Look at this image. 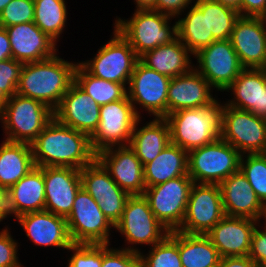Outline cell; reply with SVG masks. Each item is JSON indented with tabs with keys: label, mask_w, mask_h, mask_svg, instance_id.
I'll list each match as a JSON object with an SVG mask.
<instances>
[{
	"label": "cell",
	"mask_w": 266,
	"mask_h": 267,
	"mask_svg": "<svg viewBox=\"0 0 266 267\" xmlns=\"http://www.w3.org/2000/svg\"><path fill=\"white\" fill-rule=\"evenodd\" d=\"M240 13L214 0H207V24L209 34L215 40H229Z\"/></svg>",
	"instance_id": "8d00e7d4"
},
{
	"label": "cell",
	"mask_w": 266,
	"mask_h": 267,
	"mask_svg": "<svg viewBox=\"0 0 266 267\" xmlns=\"http://www.w3.org/2000/svg\"><path fill=\"white\" fill-rule=\"evenodd\" d=\"M7 98L0 92V113Z\"/></svg>",
	"instance_id": "f5cc1de1"
},
{
	"label": "cell",
	"mask_w": 266,
	"mask_h": 267,
	"mask_svg": "<svg viewBox=\"0 0 266 267\" xmlns=\"http://www.w3.org/2000/svg\"><path fill=\"white\" fill-rule=\"evenodd\" d=\"M11 0H0V13Z\"/></svg>",
	"instance_id": "11a10c76"
},
{
	"label": "cell",
	"mask_w": 266,
	"mask_h": 267,
	"mask_svg": "<svg viewBox=\"0 0 266 267\" xmlns=\"http://www.w3.org/2000/svg\"><path fill=\"white\" fill-rule=\"evenodd\" d=\"M4 219H8L5 212V198L4 192L0 190V224L4 221Z\"/></svg>",
	"instance_id": "816d5d0a"
},
{
	"label": "cell",
	"mask_w": 266,
	"mask_h": 267,
	"mask_svg": "<svg viewBox=\"0 0 266 267\" xmlns=\"http://www.w3.org/2000/svg\"><path fill=\"white\" fill-rule=\"evenodd\" d=\"M96 159L122 190L130 195H143L146 189L144 165L129 145L100 151Z\"/></svg>",
	"instance_id": "e0dca14e"
},
{
	"label": "cell",
	"mask_w": 266,
	"mask_h": 267,
	"mask_svg": "<svg viewBox=\"0 0 266 267\" xmlns=\"http://www.w3.org/2000/svg\"><path fill=\"white\" fill-rule=\"evenodd\" d=\"M106 44L98 48L90 60L78 63L92 76L128 87L131 75L139 57L129 42L114 27Z\"/></svg>",
	"instance_id": "ba28073f"
},
{
	"label": "cell",
	"mask_w": 266,
	"mask_h": 267,
	"mask_svg": "<svg viewBox=\"0 0 266 267\" xmlns=\"http://www.w3.org/2000/svg\"><path fill=\"white\" fill-rule=\"evenodd\" d=\"M184 175H188V152L171 142L154 160L144 165L146 187Z\"/></svg>",
	"instance_id": "1f68e13d"
},
{
	"label": "cell",
	"mask_w": 266,
	"mask_h": 267,
	"mask_svg": "<svg viewBox=\"0 0 266 267\" xmlns=\"http://www.w3.org/2000/svg\"><path fill=\"white\" fill-rule=\"evenodd\" d=\"M239 169L246 176L257 197L266 207V156L264 153L242 154Z\"/></svg>",
	"instance_id": "74e56055"
},
{
	"label": "cell",
	"mask_w": 266,
	"mask_h": 267,
	"mask_svg": "<svg viewBox=\"0 0 266 267\" xmlns=\"http://www.w3.org/2000/svg\"><path fill=\"white\" fill-rule=\"evenodd\" d=\"M266 9V0H240L241 17H259Z\"/></svg>",
	"instance_id": "bcb514c9"
},
{
	"label": "cell",
	"mask_w": 266,
	"mask_h": 267,
	"mask_svg": "<svg viewBox=\"0 0 266 267\" xmlns=\"http://www.w3.org/2000/svg\"><path fill=\"white\" fill-rule=\"evenodd\" d=\"M66 0H34V23L58 43L67 26Z\"/></svg>",
	"instance_id": "e575fe53"
},
{
	"label": "cell",
	"mask_w": 266,
	"mask_h": 267,
	"mask_svg": "<svg viewBox=\"0 0 266 267\" xmlns=\"http://www.w3.org/2000/svg\"><path fill=\"white\" fill-rule=\"evenodd\" d=\"M186 11L183 18L176 19L177 34L180 41L195 55L215 41L213 34L208 32L207 0H195Z\"/></svg>",
	"instance_id": "f546056e"
},
{
	"label": "cell",
	"mask_w": 266,
	"mask_h": 267,
	"mask_svg": "<svg viewBox=\"0 0 266 267\" xmlns=\"http://www.w3.org/2000/svg\"><path fill=\"white\" fill-rule=\"evenodd\" d=\"M241 155L220 137L188 152V175L194 183L220 184L239 170Z\"/></svg>",
	"instance_id": "52a82bcc"
},
{
	"label": "cell",
	"mask_w": 266,
	"mask_h": 267,
	"mask_svg": "<svg viewBox=\"0 0 266 267\" xmlns=\"http://www.w3.org/2000/svg\"><path fill=\"white\" fill-rule=\"evenodd\" d=\"M80 175L82 187L97 201L103 214L115 225L121 219L130 194L117 185L97 159L84 166Z\"/></svg>",
	"instance_id": "2e32d148"
},
{
	"label": "cell",
	"mask_w": 266,
	"mask_h": 267,
	"mask_svg": "<svg viewBox=\"0 0 266 267\" xmlns=\"http://www.w3.org/2000/svg\"><path fill=\"white\" fill-rule=\"evenodd\" d=\"M262 223L259 221L253 231L248 254L257 266L263 260H266V220L262 221Z\"/></svg>",
	"instance_id": "ee69618b"
},
{
	"label": "cell",
	"mask_w": 266,
	"mask_h": 267,
	"mask_svg": "<svg viewBox=\"0 0 266 267\" xmlns=\"http://www.w3.org/2000/svg\"><path fill=\"white\" fill-rule=\"evenodd\" d=\"M221 108L219 100L212 106L182 109L165 117L170 141L189 152L220 138Z\"/></svg>",
	"instance_id": "3957f363"
},
{
	"label": "cell",
	"mask_w": 266,
	"mask_h": 267,
	"mask_svg": "<svg viewBox=\"0 0 266 267\" xmlns=\"http://www.w3.org/2000/svg\"><path fill=\"white\" fill-rule=\"evenodd\" d=\"M259 18L261 19L264 28L266 29V9L264 10V12L259 16Z\"/></svg>",
	"instance_id": "db71d44e"
},
{
	"label": "cell",
	"mask_w": 266,
	"mask_h": 267,
	"mask_svg": "<svg viewBox=\"0 0 266 267\" xmlns=\"http://www.w3.org/2000/svg\"><path fill=\"white\" fill-rule=\"evenodd\" d=\"M219 186L226 216L265 220L266 207L240 169L224 179Z\"/></svg>",
	"instance_id": "7402d4cb"
},
{
	"label": "cell",
	"mask_w": 266,
	"mask_h": 267,
	"mask_svg": "<svg viewBox=\"0 0 266 267\" xmlns=\"http://www.w3.org/2000/svg\"><path fill=\"white\" fill-rule=\"evenodd\" d=\"M23 63L11 58L0 61V92L6 97L16 94Z\"/></svg>",
	"instance_id": "b9f144b4"
},
{
	"label": "cell",
	"mask_w": 266,
	"mask_h": 267,
	"mask_svg": "<svg viewBox=\"0 0 266 267\" xmlns=\"http://www.w3.org/2000/svg\"><path fill=\"white\" fill-rule=\"evenodd\" d=\"M36 167H73L81 170L96 159L90 137L55 117L31 143Z\"/></svg>",
	"instance_id": "6da1fadb"
},
{
	"label": "cell",
	"mask_w": 266,
	"mask_h": 267,
	"mask_svg": "<svg viewBox=\"0 0 266 267\" xmlns=\"http://www.w3.org/2000/svg\"><path fill=\"white\" fill-rule=\"evenodd\" d=\"M257 267H266V260H263Z\"/></svg>",
	"instance_id": "9f6ffc18"
},
{
	"label": "cell",
	"mask_w": 266,
	"mask_h": 267,
	"mask_svg": "<svg viewBox=\"0 0 266 267\" xmlns=\"http://www.w3.org/2000/svg\"><path fill=\"white\" fill-rule=\"evenodd\" d=\"M170 80V77L146 67L140 61L136 63L127 92L139 118H142L141 112L143 110L153 118H165L167 116V96Z\"/></svg>",
	"instance_id": "7c38bea8"
},
{
	"label": "cell",
	"mask_w": 266,
	"mask_h": 267,
	"mask_svg": "<svg viewBox=\"0 0 266 267\" xmlns=\"http://www.w3.org/2000/svg\"><path fill=\"white\" fill-rule=\"evenodd\" d=\"M45 211L67 218L77 192L82 188L80 170L73 167H43Z\"/></svg>",
	"instance_id": "ac0fdd59"
},
{
	"label": "cell",
	"mask_w": 266,
	"mask_h": 267,
	"mask_svg": "<svg viewBox=\"0 0 266 267\" xmlns=\"http://www.w3.org/2000/svg\"><path fill=\"white\" fill-rule=\"evenodd\" d=\"M141 122L142 118L136 121L129 146L145 165L154 160L171 142L170 129L165 118H153L143 126L140 125Z\"/></svg>",
	"instance_id": "f1b7e54d"
},
{
	"label": "cell",
	"mask_w": 266,
	"mask_h": 267,
	"mask_svg": "<svg viewBox=\"0 0 266 267\" xmlns=\"http://www.w3.org/2000/svg\"><path fill=\"white\" fill-rule=\"evenodd\" d=\"M213 90L195 68L187 74L171 78L168 86L167 115L182 109L214 105L219 98L213 97Z\"/></svg>",
	"instance_id": "44dd1931"
},
{
	"label": "cell",
	"mask_w": 266,
	"mask_h": 267,
	"mask_svg": "<svg viewBox=\"0 0 266 267\" xmlns=\"http://www.w3.org/2000/svg\"><path fill=\"white\" fill-rule=\"evenodd\" d=\"M6 226L0 231V267H25L18 257L19 242L13 239L12 231Z\"/></svg>",
	"instance_id": "7bdbcfd3"
},
{
	"label": "cell",
	"mask_w": 266,
	"mask_h": 267,
	"mask_svg": "<svg viewBox=\"0 0 266 267\" xmlns=\"http://www.w3.org/2000/svg\"><path fill=\"white\" fill-rule=\"evenodd\" d=\"M73 244H109L114 225L103 214L97 201L82 187L66 218Z\"/></svg>",
	"instance_id": "9c48e42d"
},
{
	"label": "cell",
	"mask_w": 266,
	"mask_h": 267,
	"mask_svg": "<svg viewBox=\"0 0 266 267\" xmlns=\"http://www.w3.org/2000/svg\"><path fill=\"white\" fill-rule=\"evenodd\" d=\"M136 10L153 9L157 0H134Z\"/></svg>",
	"instance_id": "681fc988"
},
{
	"label": "cell",
	"mask_w": 266,
	"mask_h": 267,
	"mask_svg": "<svg viewBox=\"0 0 266 267\" xmlns=\"http://www.w3.org/2000/svg\"><path fill=\"white\" fill-rule=\"evenodd\" d=\"M220 137L241 154L264 153L266 132L264 120L247 110L222 102Z\"/></svg>",
	"instance_id": "4fadbf2b"
},
{
	"label": "cell",
	"mask_w": 266,
	"mask_h": 267,
	"mask_svg": "<svg viewBox=\"0 0 266 267\" xmlns=\"http://www.w3.org/2000/svg\"><path fill=\"white\" fill-rule=\"evenodd\" d=\"M230 42L243 68L265 69L266 29L259 17H239Z\"/></svg>",
	"instance_id": "d6986e66"
},
{
	"label": "cell",
	"mask_w": 266,
	"mask_h": 267,
	"mask_svg": "<svg viewBox=\"0 0 266 267\" xmlns=\"http://www.w3.org/2000/svg\"><path fill=\"white\" fill-rule=\"evenodd\" d=\"M58 55L56 53L48 59L23 64L16 93L39 100L54 111L74 82L78 64Z\"/></svg>",
	"instance_id": "7a4b0ae2"
},
{
	"label": "cell",
	"mask_w": 266,
	"mask_h": 267,
	"mask_svg": "<svg viewBox=\"0 0 266 267\" xmlns=\"http://www.w3.org/2000/svg\"><path fill=\"white\" fill-rule=\"evenodd\" d=\"M225 92L232 96L227 106L266 117V69L244 68Z\"/></svg>",
	"instance_id": "484cf974"
},
{
	"label": "cell",
	"mask_w": 266,
	"mask_h": 267,
	"mask_svg": "<svg viewBox=\"0 0 266 267\" xmlns=\"http://www.w3.org/2000/svg\"><path fill=\"white\" fill-rule=\"evenodd\" d=\"M130 18L116 16L114 26L129 42L138 57L178 37L177 21L152 9L134 10ZM172 24V26H171Z\"/></svg>",
	"instance_id": "277c9868"
},
{
	"label": "cell",
	"mask_w": 266,
	"mask_h": 267,
	"mask_svg": "<svg viewBox=\"0 0 266 267\" xmlns=\"http://www.w3.org/2000/svg\"><path fill=\"white\" fill-rule=\"evenodd\" d=\"M138 119L128 95L124 99L100 106L99 124L90 136L93 152L97 155L111 147L129 145Z\"/></svg>",
	"instance_id": "8fae6325"
},
{
	"label": "cell",
	"mask_w": 266,
	"mask_h": 267,
	"mask_svg": "<svg viewBox=\"0 0 266 267\" xmlns=\"http://www.w3.org/2000/svg\"><path fill=\"white\" fill-rule=\"evenodd\" d=\"M193 57L194 55L177 37L170 43L145 52L139 57V61L146 67L173 78L187 74L194 68Z\"/></svg>",
	"instance_id": "83f0119b"
},
{
	"label": "cell",
	"mask_w": 266,
	"mask_h": 267,
	"mask_svg": "<svg viewBox=\"0 0 266 267\" xmlns=\"http://www.w3.org/2000/svg\"><path fill=\"white\" fill-rule=\"evenodd\" d=\"M218 267H257L249 256L223 257Z\"/></svg>",
	"instance_id": "7dc6e473"
},
{
	"label": "cell",
	"mask_w": 266,
	"mask_h": 267,
	"mask_svg": "<svg viewBox=\"0 0 266 267\" xmlns=\"http://www.w3.org/2000/svg\"><path fill=\"white\" fill-rule=\"evenodd\" d=\"M5 212L8 217L45 210L43 167H34L27 175L4 192ZM15 215V216H14Z\"/></svg>",
	"instance_id": "4316f807"
},
{
	"label": "cell",
	"mask_w": 266,
	"mask_h": 267,
	"mask_svg": "<svg viewBox=\"0 0 266 267\" xmlns=\"http://www.w3.org/2000/svg\"><path fill=\"white\" fill-rule=\"evenodd\" d=\"M72 252L67 267H101L102 244H72L67 250Z\"/></svg>",
	"instance_id": "ab89813d"
},
{
	"label": "cell",
	"mask_w": 266,
	"mask_h": 267,
	"mask_svg": "<svg viewBox=\"0 0 266 267\" xmlns=\"http://www.w3.org/2000/svg\"><path fill=\"white\" fill-rule=\"evenodd\" d=\"M194 68L216 90L224 92L244 69L230 40H215L194 55Z\"/></svg>",
	"instance_id": "9a60e30c"
},
{
	"label": "cell",
	"mask_w": 266,
	"mask_h": 267,
	"mask_svg": "<svg viewBox=\"0 0 266 267\" xmlns=\"http://www.w3.org/2000/svg\"><path fill=\"white\" fill-rule=\"evenodd\" d=\"M53 118L49 106L16 93L7 98L0 113L3 139L31 144Z\"/></svg>",
	"instance_id": "5b68a950"
},
{
	"label": "cell",
	"mask_w": 266,
	"mask_h": 267,
	"mask_svg": "<svg viewBox=\"0 0 266 267\" xmlns=\"http://www.w3.org/2000/svg\"><path fill=\"white\" fill-rule=\"evenodd\" d=\"M263 120H264V128H265V132H266V117H264Z\"/></svg>",
	"instance_id": "6f0895ef"
},
{
	"label": "cell",
	"mask_w": 266,
	"mask_h": 267,
	"mask_svg": "<svg viewBox=\"0 0 266 267\" xmlns=\"http://www.w3.org/2000/svg\"><path fill=\"white\" fill-rule=\"evenodd\" d=\"M224 6L232 8L240 13V0H214Z\"/></svg>",
	"instance_id": "f907efd6"
},
{
	"label": "cell",
	"mask_w": 266,
	"mask_h": 267,
	"mask_svg": "<svg viewBox=\"0 0 266 267\" xmlns=\"http://www.w3.org/2000/svg\"><path fill=\"white\" fill-rule=\"evenodd\" d=\"M258 222L225 215L206 235L217 248L221 258L248 256L252 234Z\"/></svg>",
	"instance_id": "d4e9b609"
},
{
	"label": "cell",
	"mask_w": 266,
	"mask_h": 267,
	"mask_svg": "<svg viewBox=\"0 0 266 267\" xmlns=\"http://www.w3.org/2000/svg\"><path fill=\"white\" fill-rule=\"evenodd\" d=\"M193 183L189 175H184L144 190L151 211L170 232L177 231L183 223Z\"/></svg>",
	"instance_id": "30bf717a"
},
{
	"label": "cell",
	"mask_w": 266,
	"mask_h": 267,
	"mask_svg": "<svg viewBox=\"0 0 266 267\" xmlns=\"http://www.w3.org/2000/svg\"><path fill=\"white\" fill-rule=\"evenodd\" d=\"M114 229L125 239L126 244L121 249L137 254L141 253L143 245L152 247L170 232L157 220L143 195L129 196L121 219L114 225Z\"/></svg>",
	"instance_id": "8992f818"
},
{
	"label": "cell",
	"mask_w": 266,
	"mask_h": 267,
	"mask_svg": "<svg viewBox=\"0 0 266 267\" xmlns=\"http://www.w3.org/2000/svg\"><path fill=\"white\" fill-rule=\"evenodd\" d=\"M12 50V58L23 63L42 61L58 51L57 43L34 22L5 27Z\"/></svg>",
	"instance_id": "603a6c76"
},
{
	"label": "cell",
	"mask_w": 266,
	"mask_h": 267,
	"mask_svg": "<svg viewBox=\"0 0 266 267\" xmlns=\"http://www.w3.org/2000/svg\"><path fill=\"white\" fill-rule=\"evenodd\" d=\"M224 216L219 184L193 183L186 214L177 231L206 235Z\"/></svg>",
	"instance_id": "5bb4252c"
},
{
	"label": "cell",
	"mask_w": 266,
	"mask_h": 267,
	"mask_svg": "<svg viewBox=\"0 0 266 267\" xmlns=\"http://www.w3.org/2000/svg\"><path fill=\"white\" fill-rule=\"evenodd\" d=\"M34 167L31 144L2 141L0 145V190L7 191Z\"/></svg>",
	"instance_id": "4dcf8cb0"
},
{
	"label": "cell",
	"mask_w": 266,
	"mask_h": 267,
	"mask_svg": "<svg viewBox=\"0 0 266 267\" xmlns=\"http://www.w3.org/2000/svg\"><path fill=\"white\" fill-rule=\"evenodd\" d=\"M74 82L99 106L124 99L128 95L126 85L96 78L79 63L75 68Z\"/></svg>",
	"instance_id": "836d02e7"
},
{
	"label": "cell",
	"mask_w": 266,
	"mask_h": 267,
	"mask_svg": "<svg viewBox=\"0 0 266 267\" xmlns=\"http://www.w3.org/2000/svg\"><path fill=\"white\" fill-rule=\"evenodd\" d=\"M54 117L90 137L99 124L100 106L73 82L54 110Z\"/></svg>",
	"instance_id": "ffe728a7"
},
{
	"label": "cell",
	"mask_w": 266,
	"mask_h": 267,
	"mask_svg": "<svg viewBox=\"0 0 266 267\" xmlns=\"http://www.w3.org/2000/svg\"><path fill=\"white\" fill-rule=\"evenodd\" d=\"M195 0H157L155 7L152 10L159 11L162 14L168 15L175 20L182 17L185 10L192 5Z\"/></svg>",
	"instance_id": "f6af8a7d"
},
{
	"label": "cell",
	"mask_w": 266,
	"mask_h": 267,
	"mask_svg": "<svg viewBox=\"0 0 266 267\" xmlns=\"http://www.w3.org/2000/svg\"><path fill=\"white\" fill-rule=\"evenodd\" d=\"M102 244V266L101 267H140L139 254L129 250L110 247Z\"/></svg>",
	"instance_id": "60d3db41"
},
{
	"label": "cell",
	"mask_w": 266,
	"mask_h": 267,
	"mask_svg": "<svg viewBox=\"0 0 266 267\" xmlns=\"http://www.w3.org/2000/svg\"><path fill=\"white\" fill-rule=\"evenodd\" d=\"M11 58L12 50L8 33L4 27L0 26V61Z\"/></svg>",
	"instance_id": "c3c4849f"
},
{
	"label": "cell",
	"mask_w": 266,
	"mask_h": 267,
	"mask_svg": "<svg viewBox=\"0 0 266 267\" xmlns=\"http://www.w3.org/2000/svg\"><path fill=\"white\" fill-rule=\"evenodd\" d=\"M15 220L36 246L68 250L73 244L65 217L44 210L20 215Z\"/></svg>",
	"instance_id": "cb8c5ba5"
},
{
	"label": "cell",
	"mask_w": 266,
	"mask_h": 267,
	"mask_svg": "<svg viewBox=\"0 0 266 267\" xmlns=\"http://www.w3.org/2000/svg\"><path fill=\"white\" fill-rule=\"evenodd\" d=\"M178 249L183 267H218L221 259L211 239L203 234L178 231Z\"/></svg>",
	"instance_id": "d6a6232c"
},
{
	"label": "cell",
	"mask_w": 266,
	"mask_h": 267,
	"mask_svg": "<svg viewBox=\"0 0 266 267\" xmlns=\"http://www.w3.org/2000/svg\"><path fill=\"white\" fill-rule=\"evenodd\" d=\"M34 21V0H11L0 13V26L9 27Z\"/></svg>",
	"instance_id": "f35d334b"
},
{
	"label": "cell",
	"mask_w": 266,
	"mask_h": 267,
	"mask_svg": "<svg viewBox=\"0 0 266 267\" xmlns=\"http://www.w3.org/2000/svg\"><path fill=\"white\" fill-rule=\"evenodd\" d=\"M146 254L141 251L140 267H183L178 249V231H171L157 244L149 247Z\"/></svg>",
	"instance_id": "d590c367"
}]
</instances>
